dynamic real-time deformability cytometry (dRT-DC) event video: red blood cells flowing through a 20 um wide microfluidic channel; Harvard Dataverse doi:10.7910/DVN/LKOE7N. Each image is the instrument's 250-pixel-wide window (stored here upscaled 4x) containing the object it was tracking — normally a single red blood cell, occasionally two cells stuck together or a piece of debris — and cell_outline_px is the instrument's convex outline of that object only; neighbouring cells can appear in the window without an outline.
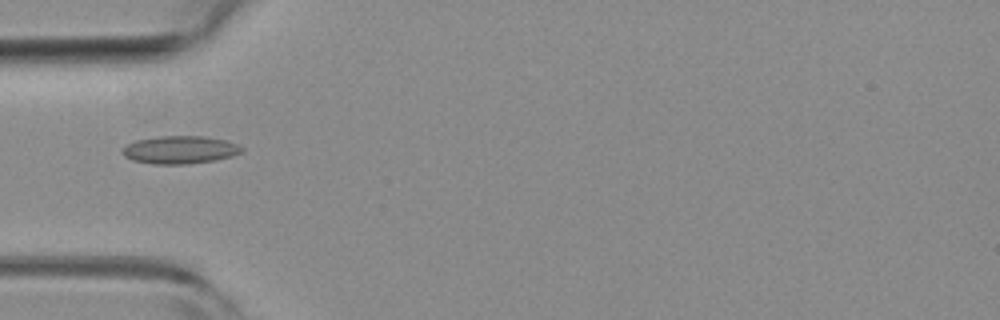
{"species": "common noctule bat (a hibernating species)", "species_latin": "Nyctalus noctula", "temperature_condition": "room temperature", "stored_images_in_passage": 1, "camera_frame_rate_fps": 3000, "um_per_image_px": 0.085, "animal": {"sex": "female", "body_mass_g": 19.3, "forearm_length_mm": 54.1}, "frame": {"image": 1, "passage_image": 1, "time_ms": 0.0, "image_size_px": [1000, 320], "cell_outline_px": [[244, 152], [232, 156], [216, 160], [188, 164], [152, 164], [132, 160], [124, 156], [120, 152], [120, 148], [136, 140], [160, 136], [204, 136], [228, 140], [244, 148]], "centroid_in_image_um": [15.3, 12.73], "position_along_channel_um": 69.7, "area_um2": 19.65}}